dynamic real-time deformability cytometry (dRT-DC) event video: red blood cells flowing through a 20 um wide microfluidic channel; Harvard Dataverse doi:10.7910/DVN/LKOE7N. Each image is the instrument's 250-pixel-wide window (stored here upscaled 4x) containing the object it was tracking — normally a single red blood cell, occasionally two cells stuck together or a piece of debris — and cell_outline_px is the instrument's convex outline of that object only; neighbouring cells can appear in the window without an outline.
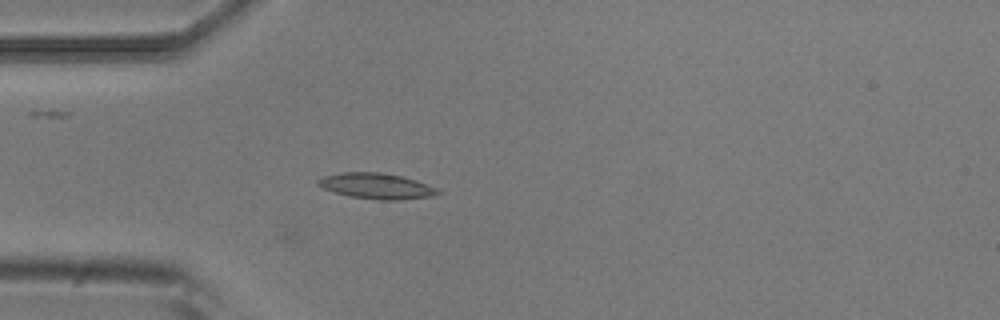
{"species": "common noctule bat (a hibernating species)", "species_latin": "Nyctalus noctula", "temperature_condition": "room temperature", "stored_images_in_passage": 4, "camera_frame_rate_fps": 3000, "um_per_image_px": 0.085, "animal": {"sex": "male", "body_mass_g": 20.5, "forearm_length_mm": 52.5}, "frame": {"image": 1, "passage_image": 4, "time_ms": 1.0, "image_size_px": [1000, 320], "cell_outline_px": [[440, 192], [432, 196], [400, 200], [380, 200], [348, 196], [324, 188], [316, 184], [316, 180], [324, 176], [344, 172], [380, 172], [400, 176], [416, 180], [436, 188]], "centroid_in_image_um": [31.98, 15.81], "position_along_channel_um": 53.0, "area_um2": 17.74}}